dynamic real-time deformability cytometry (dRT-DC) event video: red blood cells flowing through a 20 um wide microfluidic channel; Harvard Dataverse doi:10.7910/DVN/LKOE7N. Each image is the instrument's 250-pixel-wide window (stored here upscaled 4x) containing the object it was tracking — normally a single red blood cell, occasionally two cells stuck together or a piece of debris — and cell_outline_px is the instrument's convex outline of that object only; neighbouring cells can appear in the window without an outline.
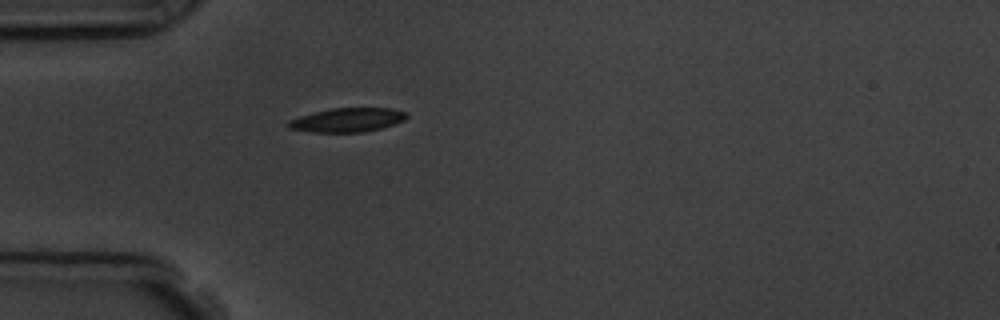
{"species": "common noctule bat (a hibernating species)", "species_latin": "Nyctalus noctula", "temperature_condition": "room temperature", "stored_images_in_passage": 5, "camera_frame_rate_fps": 3000, "um_per_image_px": 0.085, "animal": {"sex": "male", "body_mass_g": 19.5, "forearm_length_mm": 54.6}, "frame": {"image": 1, "passage_image": 5, "time_ms": 4.667, "image_size_px": [1000, 320], "cell_outline_px": [[408, 116], [404, 120], [380, 128], [364, 132], [312, 132], [288, 128], [288, 120], [300, 116], [332, 108], [392, 108], [408, 112]], "centroid_in_image_um": [29.55, 10.19], "position_along_channel_um": 55.5, "area_um2": 16.42}}